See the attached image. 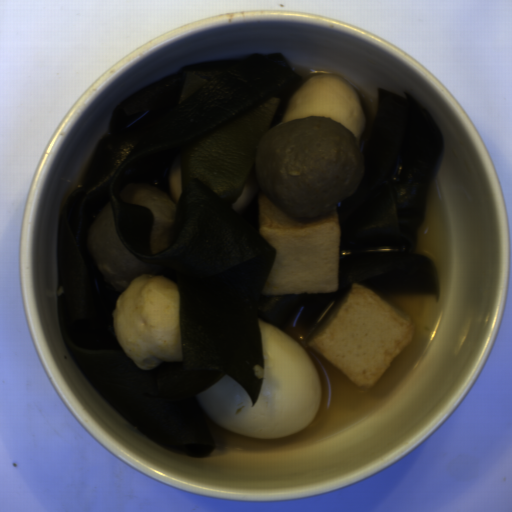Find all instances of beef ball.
<instances>
[{"instance_id": "4961e4c8", "label": "beef ball", "mask_w": 512, "mask_h": 512, "mask_svg": "<svg viewBox=\"0 0 512 512\" xmlns=\"http://www.w3.org/2000/svg\"><path fill=\"white\" fill-rule=\"evenodd\" d=\"M120 199L130 205H142L150 210L153 224L148 240L152 255H156L173 243L178 205L162 189L147 183L131 182L119 191Z\"/></svg>"}, {"instance_id": "3eea062c", "label": "beef ball", "mask_w": 512, "mask_h": 512, "mask_svg": "<svg viewBox=\"0 0 512 512\" xmlns=\"http://www.w3.org/2000/svg\"><path fill=\"white\" fill-rule=\"evenodd\" d=\"M86 253L101 278L114 289L124 290L143 273L145 264L121 243L111 203H106L91 225L85 240Z\"/></svg>"}, {"instance_id": "c3f7d807", "label": "beef ball", "mask_w": 512, "mask_h": 512, "mask_svg": "<svg viewBox=\"0 0 512 512\" xmlns=\"http://www.w3.org/2000/svg\"><path fill=\"white\" fill-rule=\"evenodd\" d=\"M255 173L263 193L286 215L313 218L351 198L365 173L364 152L337 120L282 122L260 139Z\"/></svg>"}]
</instances>
